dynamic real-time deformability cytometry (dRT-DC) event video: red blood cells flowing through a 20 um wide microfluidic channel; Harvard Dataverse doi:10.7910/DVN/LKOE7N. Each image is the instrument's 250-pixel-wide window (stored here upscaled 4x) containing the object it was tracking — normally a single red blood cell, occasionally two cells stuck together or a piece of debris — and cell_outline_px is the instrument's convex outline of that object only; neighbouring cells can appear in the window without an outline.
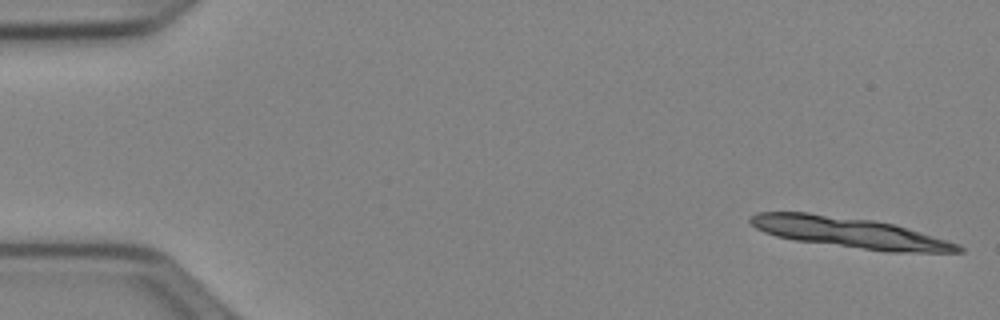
{"species": "Egyptian fruit bat (a non-hibernating species)", "species_latin": "Rousettus aegyptiacus", "temperature_condition": "cold", "stored_images_in_passage": 11, "camera_frame_rate_fps": 3000, "um_per_image_px": 0.085, "animal": {"sex": "female"}, "frame": {"image": 1, "passage_image": 1, "time_ms": 0.0, "image_size_px": [1000, 320], "cell_outline_px": [[964, 252], [888, 252], [796, 240], [776, 236], [764, 232], [756, 228], [748, 220], [748, 216], [756, 212], [808, 212], [872, 220], [896, 224], [948, 240], [960, 244], [964, 248]], "centroid_in_image_um": [72.25, 19.76], "position_along_channel_um": 12.8, "area_um2": 37.17}}